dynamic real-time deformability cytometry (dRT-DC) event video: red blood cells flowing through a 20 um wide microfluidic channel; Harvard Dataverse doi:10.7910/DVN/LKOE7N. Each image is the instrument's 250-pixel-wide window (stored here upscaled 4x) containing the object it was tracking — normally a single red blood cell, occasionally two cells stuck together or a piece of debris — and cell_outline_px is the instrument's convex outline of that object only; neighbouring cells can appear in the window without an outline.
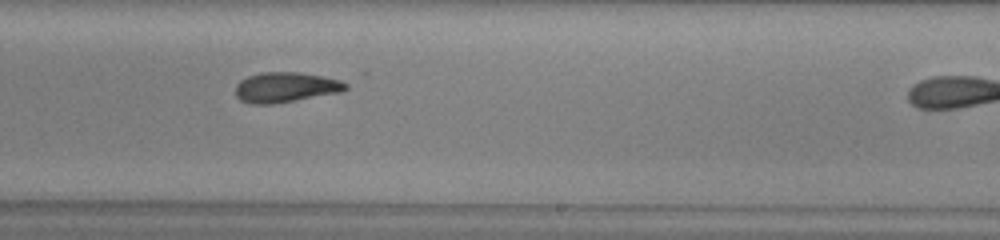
{"species": "common noctule bat (a hibernating species)", "species_latin": "Nyctalus noctula", "temperature_condition": "warm", "stored_images_in_passage": 25, "camera_frame_rate_fps": 3000, "um_per_image_px": 0.085, "animal": {"sex": "male", "body_mass_g": 13.0, "forearm_length_mm": 53.1}, "frame": {"image": 1, "passage_image": 15, "time_ms": 4.667, "image_size_px": [1000, 240], "cell_outline_px": [[348, 88], [340, 92], [272, 104], [252, 104], [240, 100], [236, 96], [236, 84], [240, 80], [248, 76], [260, 72], [300, 72], [340, 80], [348, 84]], "centroid_in_image_um": [24.25, 7.41], "position_along_channel_um": 264.8, "area_um2": 19.25}}
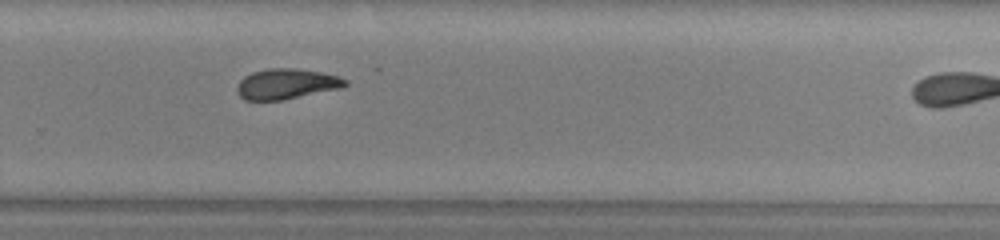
{"frame": {"image": 2, "passage_image": 18, "time_ms": 5.667, "image_size_px": [1000, 240], "cell_outline_px": [[348, 84], [340, 88], [280, 100], [244, 100], [236, 92], [236, 88], [240, 80], [244, 76], [252, 72], [268, 68], [296, 68], [320, 72], [336, 76], [348, 80]], "centroid_in_image_um": [24.3, 7.12], "position_along_channel_um": 305.5, "area_um2": 19.02}}